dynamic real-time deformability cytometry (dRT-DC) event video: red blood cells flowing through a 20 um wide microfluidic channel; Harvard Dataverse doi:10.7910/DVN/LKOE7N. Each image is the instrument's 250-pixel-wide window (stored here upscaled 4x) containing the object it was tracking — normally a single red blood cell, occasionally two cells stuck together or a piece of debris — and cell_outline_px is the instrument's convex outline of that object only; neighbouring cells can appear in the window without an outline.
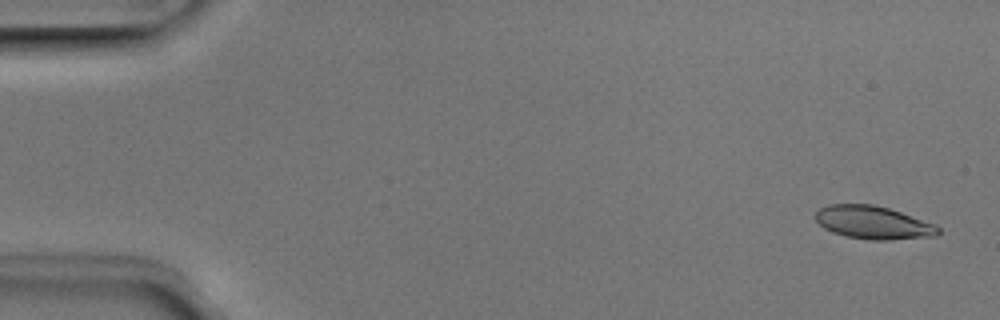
{"species": "Egyptian fruit bat (a non-hibernating species)", "species_latin": "Rousettus aegyptiacus", "temperature_condition": "room temperature", "stored_images_in_passage": 51, "camera_frame_rate_fps": 3000, "um_per_image_px": 0.085, "animal": {"sex": "male"}, "frame": {"image": 1, "passage_image": 2, "time_ms": 0.333, "image_size_px": [1000, 320], "cell_outline_px": [[940, 232], [936, 236], [888, 240], [868, 240], [848, 236], [832, 232], [824, 228], [816, 220], [816, 212], [820, 208], [828, 204], [872, 204], [888, 208], [936, 224], [940, 228]], "centroid_in_image_um": [74.24, 18.92], "position_along_channel_um": 10.8, "area_um2": 23.58}}
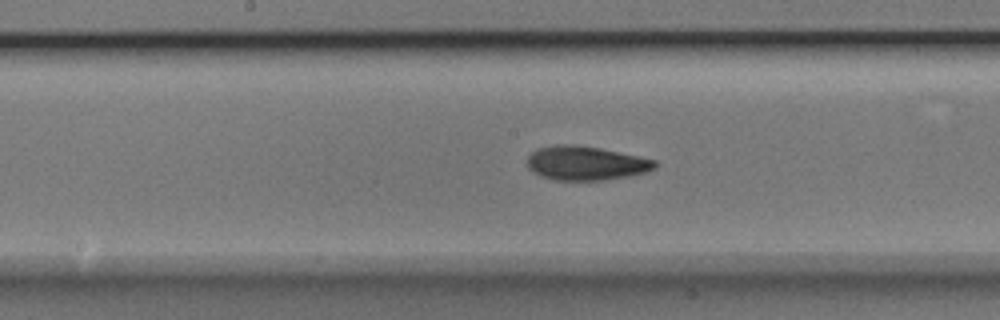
{"frame": {"image": 2, "passage_image": 26, "time_ms": 8.333, "image_size_px": [1000, 320], "cell_outline_px": [[656, 168], [644, 172], [628, 176], [604, 180], [556, 180], [540, 176], [532, 172], [528, 168], [528, 156], [532, 152], [540, 148], [556, 144], [572, 144], [600, 148], [656, 160]], "centroid_in_image_um": [49.77, 13.87], "position_along_channel_um": 198.4, "area_um2": 25.2}}
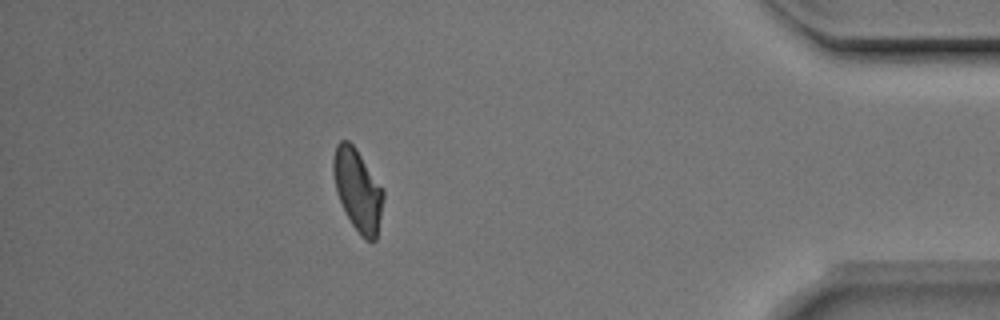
{"frame": {"image": 3, "passage_image": 45, "time_ms": 14.667, "image_size_px": [1000, 320], "cell_outline_px": [[384, 196], [376, 240], [372, 244], [360, 236], [352, 224], [336, 192], [332, 172], [332, 160], [336, 144], [340, 140], [348, 140], [356, 148], [384, 188]], "centroid_in_image_um": [30.41, 16.14], "position_along_channel_um": 404.8, "area_um2": 24.1}, "authors_computed_cell_mechanics": {"area_um2": 24.1604, "velocity_mm_per_s": 3.9844, "shape_relaxation_time_tau1_ms": 3.3177, "shape_relaxation_time_tau2_ms": 3.7673, "deformation_change_tau1": 0.139, "deformation_change_tau2": 0.0996}}